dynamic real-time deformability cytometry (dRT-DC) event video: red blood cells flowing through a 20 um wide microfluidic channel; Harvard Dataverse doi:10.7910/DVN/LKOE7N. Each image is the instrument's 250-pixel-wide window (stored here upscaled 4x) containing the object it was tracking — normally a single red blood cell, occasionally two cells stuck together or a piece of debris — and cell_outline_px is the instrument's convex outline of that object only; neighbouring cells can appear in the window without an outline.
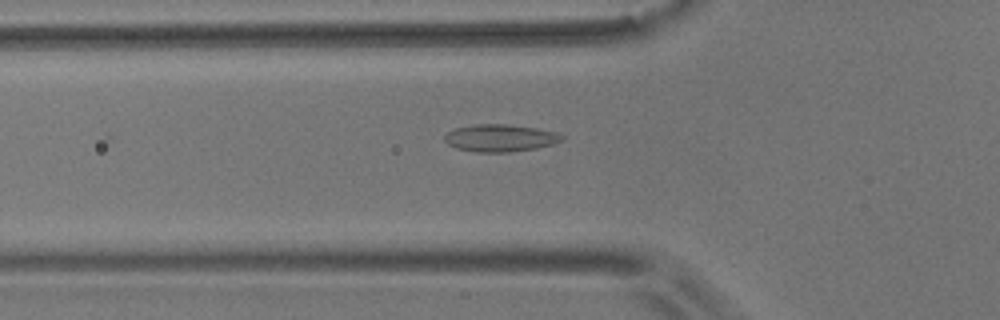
{"species": "common noctule bat (a hibernating species)", "species_latin": "Nyctalus noctula", "temperature_condition": "room temperature", "stored_images_in_passage": 7, "camera_frame_rate_fps": 3000, "um_per_image_px": 0.085, "animal": {"sex": "male", "body_mass_g": 17.9}, "frame": {"image": 1, "passage_image": 3, "time_ms": 0.667, "image_size_px": [1000, 320], "cell_outline_px": [[564, 140], [552, 144], [536, 148], [508, 152], [476, 152], [456, 148], [448, 144], [444, 140], [444, 136], [448, 132], [456, 128], [476, 124], [508, 124], [536, 128], [556, 132], [564, 136]], "centroid_in_image_um": [42.52, 11.73], "position_along_channel_um": 83.3, "area_um2": 18.61}}
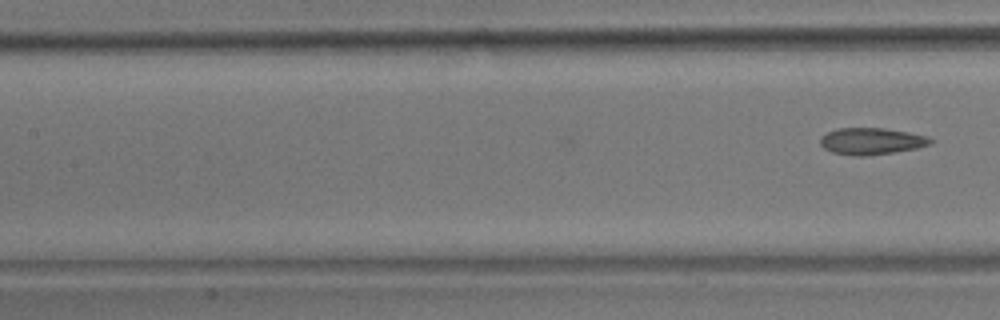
{"frame": {"image": 2, "passage_image": 7, "time_ms": 2.0, "image_size_px": [1000, 320], "cell_outline_px": [[932, 144], [916, 148], [892, 152], [864, 156], [856, 156], [832, 152], [824, 148], [820, 144], [820, 136], [828, 132], [840, 128], [884, 128], [908, 132], [928, 136], [932, 140]], "centroid_in_image_um": [74.06, 11.99], "position_along_channel_um": 133.3, "area_um2": 17.05}}